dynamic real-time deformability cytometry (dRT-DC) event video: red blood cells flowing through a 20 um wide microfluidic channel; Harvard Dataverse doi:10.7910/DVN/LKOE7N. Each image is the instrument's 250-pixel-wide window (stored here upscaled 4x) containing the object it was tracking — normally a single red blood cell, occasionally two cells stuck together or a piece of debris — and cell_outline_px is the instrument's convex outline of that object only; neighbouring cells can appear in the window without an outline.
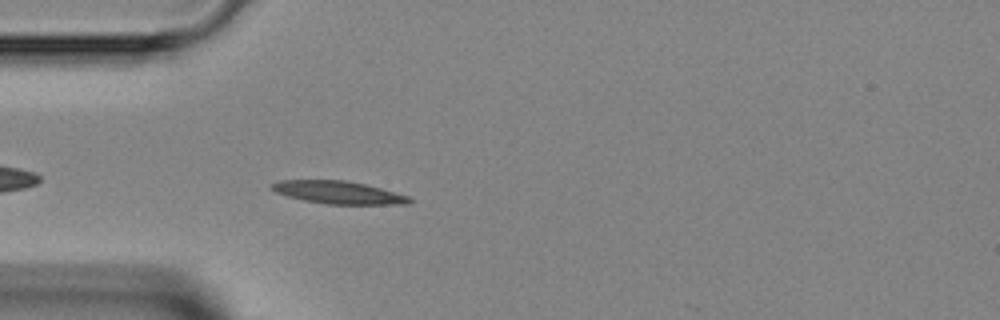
{"species": "Egyptian fruit bat (a non-hibernating species)", "species_latin": "Rousettus aegyptiacus", "temperature_condition": "room temperature", "stored_images_in_passage": 35, "camera_frame_rate_fps": 3000, "um_per_image_px": 0.085, "animal": {"sex": "female"}, "frame": {"image": 1, "passage_image": 1, "time_ms": 0.0, "image_size_px": [1000, 320], "cell_outline_px": [[412, 200], [408, 204], [328, 204], [304, 200], [288, 196], [276, 192], [268, 184], [280, 180], [344, 180], [364, 184], [380, 188], [408, 196]], "centroid_in_image_um": [28.73, 16.35], "position_along_channel_um": 56.3, "area_um2": 17.98}}
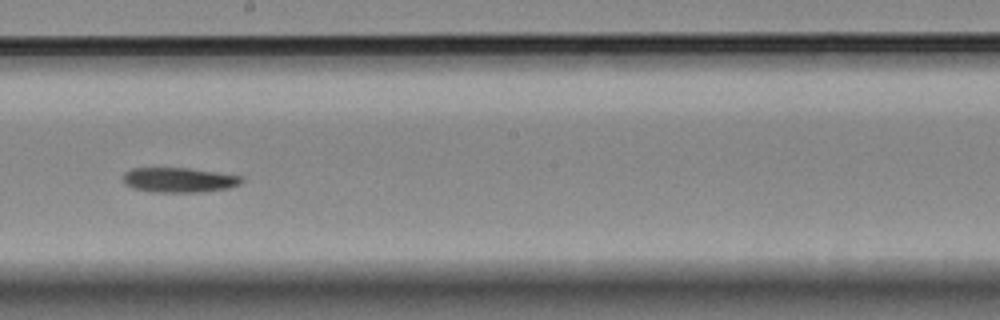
{"frame": {"image": 2, "passage_image": 14, "time_ms": 4.333, "image_size_px": [1000, 320], "cell_outline_px": [[244, 180], [240, 184], [228, 188], [200, 192], [152, 192], [132, 188], [124, 184], [124, 172], [132, 168], [188, 168], [244, 176]], "centroid_in_image_um": [15.22, 15.3], "position_along_channel_um": 233.0, "area_um2": 17.22}}
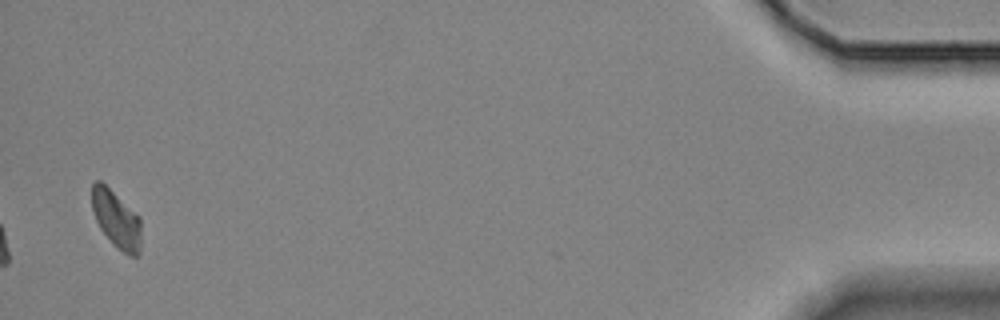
{"frame": {"image": 3, "passage_image": 34, "time_ms": 11.0, "image_size_px": [1000, 320], "cell_outline_px": [[140, 252], [136, 256], [128, 256], [100, 228], [96, 220], [92, 208], [92, 184], [96, 180], [100, 180], [140, 216]], "centroid_in_image_um": [9.9, 18.6], "position_along_channel_um": 425.3, "area_um2": 16.07}}